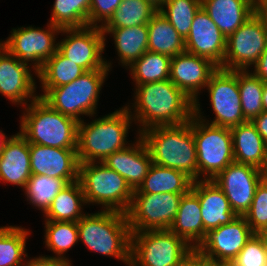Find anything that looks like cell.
<instances>
[{
  "label": "cell",
  "instance_id": "1",
  "mask_svg": "<svg viewBox=\"0 0 267 266\" xmlns=\"http://www.w3.org/2000/svg\"><path fill=\"white\" fill-rule=\"evenodd\" d=\"M135 87V113L132 115L130 105L126 107L135 124L139 123L137 134L155 126L183 124L194 116V101L169 79Z\"/></svg>",
  "mask_w": 267,
  "mask_h": 266
},
{
  "label": "cell",
  "instance_id": "2",
  "mask_svg": "<svg viewBox=\"0 0 267 266\" xmlns=\"http://www.w3.org/2000/svg\"><path fill=\"white\" fill-rule=\"evenodd\" d=\"M139 135L146 143L154 164L184 172L193 181H198L193 117L179 125L151 127Z\"/></svg>",
  "mask_w": 267,
  "mask_h": 266
},
{
  "label": "cell",
  "instance_id": "3",
  "mask_svg": "<svg viewBox=\"0 0 267 266\" xmlns=\"http://www.w3.org/2000/svg\"><path fill=\"white\" fill-rule=\"evenodd\" d=\"M133 121L126 106L90 123L80 121L76 150L79 164L103 162L112 153L130 145L126 137Z\"/></svg>",
  "mask_w": 267,
  "mask_h": 266
},
{
  "label": "cell",
  "instance_id": "4",
  "mask_svg": "<svg viewBox=\"0 0 267 266\" xmlns=\"http://www.w3.org/2000/svg\"><path fill=\"white\" fill-rule=\"evenodd\" d=\"M77 226L79 241L86 248L130 264L131 230L125 213L111 210L86 213Z\"/></svg>",
  "mask_w": 267,
  "mask_h": 266
},
{
  "label": "cell",
  "instance_id": "5",
  "mask_svg": "<svg viewBox=\"0 0 267 266\" xmlns=\"http://www.w3.org/2000/svg\"><path fill=\"white\" fill-rule=\"evenodd\" d=\"M19 133L37 145L77 149L79 122L52 109L38 97L24 106Z\"/></svg>",
  "mask_w": 267,
  "mask_h": 266
},
{
  "label": "cell",
  "instance_id": "6",
  "mask_svg": "<svg viewBox=\"0 0 267 266\" xmlns=\"http://www.w3.org/2000/svg\"><path fill=\"white\" fill-rule=\"evenodd\" d=\"M109 69L86 71L71 83L56 88H41L43 93L38 95L52 109L63 115L72 117L78 122L80 116H95L99 94Z\"/></svg>",
  "mask_w": 267,
  "mask_h": 266
},
{
  "label": "cell",
  "instance_id": "7",
  "mask_svg": "<svg viewBox=\"0 0 267 266\" xmlns=\"http://www.w3.org/2000/svg\"><path fill=\"white\" fill-rule=\"evenodd\" d=\"M78 180L86 204L102 205V210L127 213L134 191L125 178L102 162L79 164Z\"/></svg>",
  "mask_w": 267,
  "mask_h": 266
},
{
  "label": "cell",
  "instance_id": "8",
  "mask_svg": "<svg viewBox=\"0 0 267 266\" xmlns=\"http://www.w3.org/2000/svg\"><path fill=\"white\" fill-rule=\"evenodd\" d=\"M193 137L198 180H213L229 164L235 162L230 128L211 125L193 116Z\"/></svg>",
  "mask_w": 267,
  "mask_h": 266
},
{
  "label": "cell",
  "instance_id": "9",
  "mask_svg": "<svg viewBox=\"0 0 267 266\" xmlns=\"http://www.w3.org/2000/svg\"><path fill=\"white\" fill-rule=\"evenodd\" d=\"M192 249L169 229L131 232L130 263L133 266H176Z\"/></svg>",
  "mask_w": 267,
  "mask_h": 266
},
{
  "label": "cell",
  "instance_id": "10",
  "mask_svg": "<svg viewBox=\"0 0 267 266\" xmlns=\"http://www.w3.org/2000/svg\"><path fill=\"white\" fill-rule=\"evenodd\" d=\"M206 90L209 92L215 117L210 123L207 118L205 119L201 112L199 99L194 101V116L208 124L228 128L247 122L241 108L238 70L230 71L218 68L211 75ZM203 117L204 119H202Z\"/></svg>",
  "mask_w": 267,
  "mask_h": 266
},
{
  "label": "cell",
  "instance_id": "11",
  "mask_svg": "<svg viewBox=\"0 0 267 266\" xmlns=\"http://www.w3.org/2000/svg\"><path fill=\"white\" fill-rule=\"evenodd\" d=\"M46 28L48 29L34 28L32 25L18 29L13 28L8 39L1 41V45L21 63L28 65V62H31L33 64L31 69L36 76L58 48L55 35L56 37L57 34L59 35L61 28L50 22L47 23Z\"/></svg>",
  "mask_w": 267,
  "mask_h": 266
},
{
  "label": "cell",
  "instance_id": "12",
  "mask_svg": "<svg viewBox=\"0 0 267 266\" xmlns=\"http://www.w3.org/2000/svg\"><path fill=\"white\" fill-rule=\"evenodd\" d=\"M266 45L267 22L255 12L227 38L222 69L248 70L257 63Z\"/></svg>",
  "mask_w": 267,
  "mask_h": 266
},
{
  "label": "cell",
  "instance_id": "13",
  "mask_svg": "<svg viewBox=\"0 0 267 266\" xmlns=\"http://www.w3.org/2000/svg\"><path fill=\"white\" fill-rule=\"evenodd\" d=\"M183 194H133L127 211L131 232L167 230L172 225Z\"/></svg>",
  "mask_w": 267,
  "mask_h": 266
},
{
  "label": "cell",
  "instance_id": "14",
  "mask_svg": "<svg viewBox=\"0 0 267 266\" xmlns=\"http://www.w3.org/2000/svg\"><path fill=\"white\" fill-rule=\"evenodd\" d=\"M60 33L67 34L57 43V50L65 58L70 59L85 71L111 70V62L102 56L106 46V38L100 26L63 28Z\"/></svg>",
  "mask_w": 267,
  "mask_h": 266
},
{
  "label": "cell",
  "instance_id": "15",
  "mask_svg": "<svg viewBox=\"0 0 267 266\" xmlns=\"http://www.w3.org/2000/svg\"><path fill=\"white\" fill-rule=\"evenodd\" d=\"M255 233L244 216L209 230L197 249L209 262H232Z\"/></svg>",
  "mask_w": 267,
  "mask_h": 266
},
{
  "label": "cell",
  "instance_id": "16",
  "mask_svg": "<svg viewBox=\"0 0 267 266\" xmlns=\"http://www.w3.org/2000/svg\"><path fill=\"white\" fill-rule=\"evenodd\" d=\"M213 181L222 189L235 214L244 216L252 204L257 186L262 179L259 168L233 162L221 171Z\"/></svg>",
  "mask_w": 267,
  "mask_h": 266
},
{
  "label": "cell",
  "instance_id": "17",
  "mask_svg": "<svg viewBox=\"0 0 267 266\" xmlns=\"http://www.w3.org/2000/svg\"><path fill=\"white\" fill-rule=\"evenodd\" d=\"M31 65L21 63L0 44V94L15 105L24 107L29 100L31 102L39 97L35 94L37 86L31 74Z\"/></svg>",
  "mask_w": 267,
  "mask_h": 266
},
{
  "label": "cell",
  "instance_id": "18",
  "mask_svg": "<svg viewBox=\"0 0 267 266\" xmlns=\"http://www.w3.org/2000/svg\"><path fill=\"white\" fill-rule=\"evenodd\" d=\"M226 41V37L201 7L195 14L189 35L185 39V51L206 58L222 68Z\"/></svg>",
  "mask_w": 267,
  "mask_h": 266
},
{
  "label": "cell",
  "instance_id": "19",
  "mask_svg": "<svg viewBox=\"0 0 267 266\" xmlns=\"http://www.w3.org/2000/svg\"><path fill=\"white\" fill-rule=\"evenodd\" d=\"M32 175L64 179L67 183L78 180L77 149H64L29 143Z\"/></svg>",
  "mask_w": 267,
  "mask_h": 266
},
{
  "label": "cell",
  "instance_id": "20",
  "mask_svg": "<svg viewBox=\"0 0 267 266\" xmlns=\"http://www.w3.org/2000/svg\"><path fill=\"white\" fill-rule=\"evenodd\" d=\"M217 69L210 60L184 51L172 57L169 80L195 101Z\"/></svg>",
  "mask_w": 267,
  "mask_h": 266
},
{
  "label": "cell",
  "instance_id": "21",
  "mask_svg": "<svg viewBox=\"0 0 267 266\" xmlns=\"http://www.w3.org/2000/svg\"><path fill=\"white\" fill-rule=\"evenodd\" d=\"M126 148L109 155L102 163L124 177L133 191L137 190L151 166V154L140 135Z\"/></svg>",
  "mask_w": 267,
  "mask_h": 266
},
{
  "label": "cell",
  "instance_id": "22",
  "mask_svg": "<svg viewBox=\"0 0 267 266\" xmlns=\"http://www.w3.org/2000/svg\"><path fill=\"white\" fill-rule=\"evenodd\" d=\"M191 189L199 198L204 238L209 230L229 224L237 217L226 195L213 180L193 181Z\"/></svg>",
  "mask_w": 267,
  "mask_h": 266
},
{
  "label": "cell",
  "instance_id": "23",
  "mask_svg": "<svg viewBox=\"0 0 267 266\" xmlns=\"http://www.w3.org/2000/svg\"><path fill=\"white\" fill-rule=\"evenodd\" d=\"M31 175L29 143L18 132L6 142L0 154V182L24 189Z\"/></svg>",
  "mask_w": 267,
  "mask_h": 266
},
{
  "label": "cell",
  "instance_id": "24",
  "mask_svg": "<svg viewBox=\"0 0 267 266\" xmlns=\"http://www.w3.org/2000/svg\"><path fill=\"white\" fill-rule=\"evenodd\" d=\"M201 7L226 39L255 13L254 0H201Z\"/></svg>",
  "mask_w": 267,
  "mask_h": 266
},
{
  "label": "cell",
  "instance_id": "25",
  "mask_svg": "<svg viewBox=\"0 0 267 266\" xmlns=\"http://www.w3.org/2000/svg\"><path fill=\"white\" fill-rule=\"evenodd\" d=\"M169 230L183 238L193 248H197L204 240L201 206L197 194L192 189L183 194L177 215Z\"/></svg>",
  "mask_w": 267,
  "mask_h": 266
},
{
  "label": "cell",
  "instance_id": "26",
  "mask_svg": "<svg viewBox=\"0 0 267 266\" xmlns=\"http://www.w3.org/2000/svg\"><path fill=\"white\" fill-rule=\"evenodd\" d=\"M105 37L111 34L122 66L127 68L148 50V25L123 28H101Z\"/></svg>",
  "mask_w": 267,
  "mask_h": 266
},
{
  "label": "cell",
  "instance_id": "27",
  "mask_svg": "<svg viewBox=\"0 0 267 266\" xmlns=\"http://www.w3.org/2000/svg\"><path fill=\"white\" fill-rule=\"evenodd\" d=\"M193 180L184 172L152 163L147 176L133 194L187 193Z\"/></svg>",
  "mask_w": 267,
  "mask_h": 266
},
{
  "label": "cell",
  "instance_id": "28",
  "mask_svg": "<svg viewBox=\"0 0 267 266\" xmlns=\"http://www.w3.org/2000/svg\"><path fill=\"white\" fill-rule=\"evenodd\" d=\"M231 129L234 160L259 168L263 162L266 143L251 121Z\"/></svg>",
  "mask_w": 267,
  "mask_h": 266
},
{
  "label": "cell",
  "instance_id": "29",
  "mask_svg": "<svg viewBox=\"0 0 267 266\" xmlns=\"http://www.w3.org/2000/svg\"><path fill=\"white\" fill-rule=\"evenodd\" d=\"M148 25V51L173 57L185 51V40L158 10Z\"/></svg>",
  "mask_w": 267,
  "mask_h": 266
},
{
  "label": "cell",
  "instance_id": "30",
  "mask_svg": "<svg viewBox=\"0 0 267 266\" xmlns=\"http://www.w3.org/2000/svg\"><path fill=\"white\" fill-rule=\"evenodd\" d=\"M86 203L79 180L68 183L53 199L47 211L45 220L77 222L86 213L82 207Z\"/></svg>",
  "mask_w": 267,
  "mask_h": 266
},
{
  "label": "cell",
  "instance_id": "31",
  "mask_svg": "<svg viewBox=\"0 0 267 266\" xmlns=\"http://www.w3.org/2000/svg\"><path fill=\"white\" fill-rule=\"evenodd\" d=\"M171 57L161 53L146 51L134 61L130 69L135 85L164 81L170 78Z\"/></svg>",
  "mask_w": 267,
  "mask_h": 266
},
{
  "label": "cell",
  "instance_id": "32",
  "mask_svg": "<svg viewBox=\"0 0 267 266\" xmlns=\"http://www.w3.org/2000/svg\"><path fill=\"white\" fill-rule=\"evenodd\" d=\"M86 71L70 59L65 58L58 50L43 65L37 74L42 88H56L71 83Z\"/></svg>",
  "mask_w": 267,
  "mask_h": 266
},
{
  "label": "cell",
  "instance_id": "33",
  "mask_svg": "<svg viewBox=\"0 0 267 266\" xmlns=\"http://www.w3.org/2000/svg\"><path fill=\"white\" fill-rule=\"evenodd\" d=\"M158 9L146 0H122L101 28H123L147 24Z\"/></svg>",
  "mask_w": 267,
  "mask_h": 266
},
{
  "label": "cell",
  "instance_id": "34",
  "mask_svg": "<svg viewBox=\"0 0 267 266\" xmlns=\"http://www.w3.org/2000/svg\"><path fill=\"white\" fill-rule=\"evenodd\" d=\"M29 232L19 226L0 227V266L23 265L28 257L25 247Z\"/></svg>",
  "mask_w": 267,
  "mask_h": 266
},
{
  "label": "cell",
  "instance_id": "35",
  "mask_svg": "<svg viewBox=\"0 0 267 266\" xmlns=\"http://www.w3.org/2000/svg\"><path fill=\"white\" fill-rule=\"evenodd\" d=\"M91 0H55L50 23L63 28L89 26Z\"/></svg>",
  "mask_w": 267,
  "mask_h": 266
},
{
  "label": "cell",
  "instance_id": "36",
  "mask_svg": "<svg viewBox=\"0 0 267 266\" xmlns=\"http://www.w3.org/2000/svg\"><path fill=\"white\" fill-rule=\"evenodd\" d=\"M238 88L243 115L247 121H252L264 111L262 105L264 82L250 70H238Z\"/></svg>",
  "mask_w": 267,
  "mask_h": 266
},
{
  "label": "cell",
  "instance_id": "37",
  "mask_svg": "<svg viewBox=\"0 0 267 266\" xmlns=\"http://www.w3.org/2000/svg\"><path fill=\"white\" fill-rule=\"evenodd\" d=\"M68 183L64 179L45 175H31L23 189L29 203L45 213L57 194Z\"/></svg>",
  "mask_w": 267,
  "mask_h": 266
},
{
  "label": "cell",
  "instance_id": "38",
  "mask_svg": "<svg viewBox=\"0 0 267 266\" xmlns=\"http://www.w3.org/2000/svg\"><path fill=\"white\" fill-rule=\"evenodd\" d=\"M45 246L56 258H65V252L79 241L77 222L45 220Z\"/></svg>",
  "mask_w": 267,
  "mask_h": 266
},
{
  "label": "cell",
  "instance_id": "39",
  "mask_svg": "<svg viewBox=\"0 0 267 266\" xmlns=\"http://www.w3.org/2000/svg\"><path fill=\"white\" fill-rule=\"evenodd\" d=\"M200 8L201 0H165L159 11L185 40Z\"/></svg>",
  "mask_w": 267,
  "mask_h": 266
},
{
  "label": "cell",
  "instance_id": "40",
  "mask_svg": "<svg viewBox=\"0 0 267 266\" xmlns=\"http://www.w3.org/2000/svg\"><path fill=\"white\" fill-rule=\"evenodd\" d=\"M244 218L255 234L262 233L267 228V183L261 181L257 186L252 204Z\"/></svg>",
  "mask_w": 267,
  "mask_h": 266
},
{
  "label": "cell",
  "instance_id": "41",
  "mask_svg": "<svg viewBox=\"0 0 267 266\" xmlns=\"http://www.w3.org/2000/svg\"><path fill=\"white\" fill-rule=\"evenodd\" d=\"M232 262L235 266H267L262 237L254 234Z\"/></svg>",
  "mask_w": 267,
  "mask_h": 266
},
{
  "label": "cell",
  "instance_id": "42",
  "mask_svg": "<svg viewBox=\"0 0 267 266\" xmlns=\"http://www.w3.org/2000/svg\"><path fill=\"white\" fill-rule=\"evenodd\" d=\"M121 2L122 0H91L89 26L102 27L120 6ZM98 23L101 25H98Z\"/></svg>",
  "mask_w": 267,
  "mask_h": 266
},
{
  "label": "cell",
  "instance_id": "43",
  "mask_svg": "<svg viewBox=\"0 0 267 266\" xmlns=\"http://www.w3.org/2000/svg\"><path fill=\"white\" fill-rule=\"evenodd\" d=\"M27 262H24L22 266H72L71 261L67 257L65 258H56L54 256H39L34 257L33 259H26Z\"/></svg>",
  "mask_w": 267,
  "mask_h": 266
},
{
  "label": "cell",
  "instance_id": "44",
  "mask_svg": "<svg viewBox=\"0 0 267 266\" xmlns=\"http://www.w3.org/2000/svg\"><path fill=\"white\" fill-rule=\"evenodd\" d=\"M209 260L197 249L189 251L176 266H205Z\"/></svg>",
  "mask_w": 267,
  "mask_h": 266
},
{
  "label": "cell",
  "instance_id": "45",
  "mask_svg": "<svg viewBox=\"0 0 267 266\" xmlns=\"http://www.w3.org/2000/svg\"><path fill=\"white\" fill-rule=\"evenodd\" d=\"M253 73L264 83H267V45L254 65Z\"/></svg>",
  "mask_w": 267,
  "mask_h": 266
},
{
  "label": "cell",
  "instance_id": "46",
  "mask_svg": "<svg viewBox=\"0 0 267 266\" xmlns=\"http://www.w3.org/2000/svg\"><path fill=\"white\" fill-rule=\"evenodd\" d=\"M251 122L255 125L258 133L261 135V137L267 144V112L263 111L260 115L255 117Z\"/></svg>",
  "mask_w": 267,
  "mask_h": 266
},
{
  "label": "cell",
  "instance_id": "47",
  "mask_svg": "<svg viewBox=\"0 0 267 266\" xmlns=\"http://www.w3.org/2000/svg\"><path fill=\"white\" fill-rule=\"evenodd\" d=\"M255 12L267 22V0H256Z\"/></svg>",
  "mask_w": 267,
  "mask_h": 266
},
{
  "label": "cell",
  "instance_id": "48",
  "mask_svg": "<svg viewBox=\"0 0 267 266\" xmlns=\"http://www.w3.org/2000/svg\"><path fill=\"white\" fill-rule=\"evenodd\" d=\"M259 174L263 182L267 183V144L264 151V158L261 166L259 167Z\"/></svg>",
  "mask_w": 267,
  "mask_h": 266
},
{
  "label": "cell",
  "instance_id": "49",
  "mask_svg": "<svg viewBox=\"0 0 267 266\" xmlns=\"http://www.w3.org/2000/svg\"><path fill=\"white\" fill-rule=\"evenodd\" d=\"M10 138H11V136L10 137L5 136V133H3L2 130L0 129V154H1L2 150L4 149L6 142Z\"/></svg>",
  "mask_w": 267,
  "mask_h": 266
},
{
  "label": "cell",
  "instance_id": "50",
  "mask_svg": "<svg viewBox=\"0 0 267 266\" xmlns=\"http://www.w3.org/2000/svg\"><path fill=\"white\" fill-rule=\"evenodd\" d=\"M262 105L264 112H267V83H264Z\"/></svg>",
  "mask_w": 267,
  "mask_h": 266
},
{
  "label": "cell",
  "instance_id": "51",
  "mask_svg": "<svg viewBox=\"0 0 267 266\" xmlns=\"http://www.w3.org/2000/svg\"><path fill=\"white\" fill-rule=\"evenodd\" d=\"M149 3H151L154 7H156L158 10L163 7L165 0H146Z\"/></svg>",
  "mask_w": 267,
  "mask_h": 266
},
{
  "label": "cell",
  "instance_id": "52",
  "mask_svg": "<svg viewBox=\"0 0 267 266\" xmlns=\"http://www.w3.org/2000/svg\"><path fill=\"white\" fill-rule=\"evenodd\" d=\"M218 266H235L233 262H218Z\"/></svg>",
  "mask_w": 267,
  "mask_h": 266
},
{
  "label": "cell",
  "instance_id": "53",
  "mask_svg": "<svg viewBox=\"0 0 267 266\" xmlns=\"http://www.w3.org/2000/svg\"><path fill=\"white\" fill-rule=\"evenodd\" d=\"M263 239V243L265 246V250H266V255H267V235H260Z\"/></svg>",
  "mask_w": 267,
  "mask_h": 266
},
{
  "label": "cell",
  "instance_id": "54",
  "mask_svg": "<svg viewBox=\"0 0 267 266\" xmlns=\"http://www.w3.org/2000/svg\"><path fill=\"white\" fill-rule=\"evenodd\" d=\"M205 266H218V262L216 263L208 262Z\"/></svg>",
  "mask_w": 267,
  "mask_h": 266
},
{
  "label": "cell",
  "instance_id": "55",
  "mask_svg": "<svg viewBox=\"0 0 267 266\" xmlns=\"http://www.w3.org/2000/svg\"><path fill=\"white\" fill-rule=\"evenodd\" d=\"M259 235H267V228H266V230L264 232L259 233Z\"/></svg>",
  "mask_w": 267,
  "mask_h": 266
}]
</instances>
